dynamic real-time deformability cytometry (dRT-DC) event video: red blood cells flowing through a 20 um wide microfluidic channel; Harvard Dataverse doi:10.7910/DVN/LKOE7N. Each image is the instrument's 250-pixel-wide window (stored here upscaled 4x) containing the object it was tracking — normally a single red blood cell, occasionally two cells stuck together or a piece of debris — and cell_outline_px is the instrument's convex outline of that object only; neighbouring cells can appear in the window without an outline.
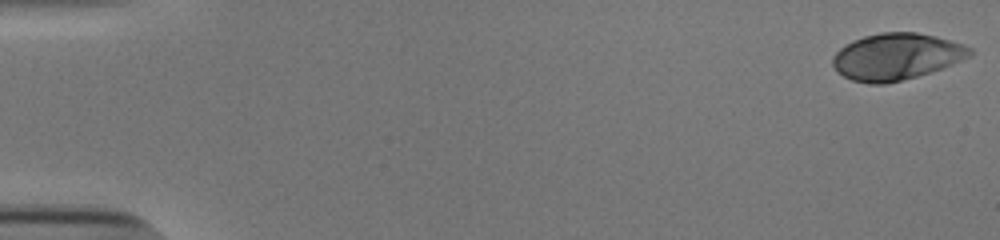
{"species": "human", "species_latin": "Homo sapiens", "temperature_condition": "cold", "stored_images_in_passage": 46, "camera_frame_rate_fps": 3000, "um_per_image_px": 0.085, "donor": {"sex": "male"}, "frame": {"image": 1, "passage_image": 1, "time_ms": 0.0, "image_size_px": [1000, 240], "cell_outline_px": [[972, 56], [940, 68], [916, 76], [884, 84], [868, 84], [852, 80], [836, 72], [832, 64], [832, 56], [844, 44], [852, 40], [864, 36], [880, 32], [916, 32], [936, 36], [964, 44], [972, 48]], "centroid_in_image_um": [76.16, 4.8], "position_along_channel_um": 8.8, "area_um2": 37.28}}
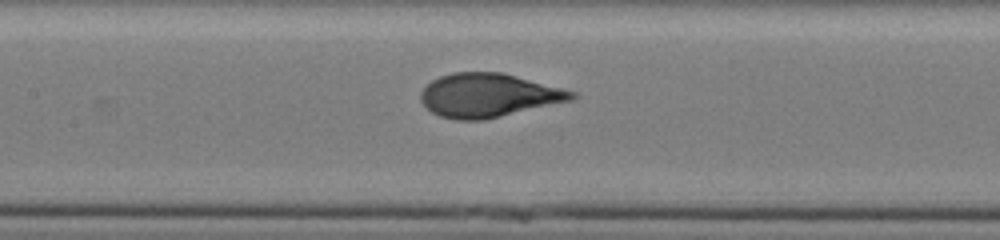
{"frame": {"image": 2, "passage_image": 26, "time_ms": 8.333, "image_size_px": [1000, 240], "cell_outline_px": [[576, 96], [572, 100], [484, 120], [456, 120], [440, 116], [432, 112], [420, 100], [420, 92], [432, 80], [440, 76], [452, 72], [500, 72], [576, 92]], "centroid_in_image_um": [41.48, 8.11], "position_along_channel_um": 165.9, "area_um2": 38.09}}
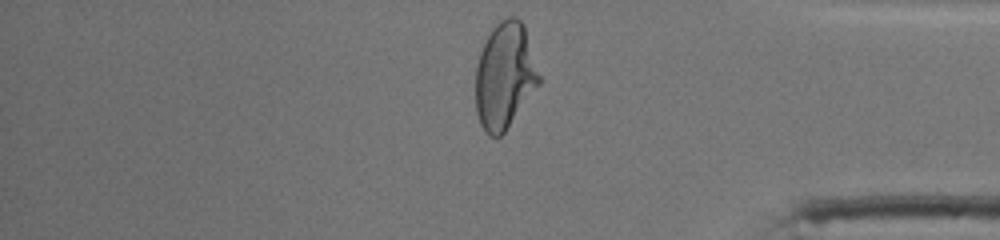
{"frame": {"image": 3, "passage_image": 45, "time_ms": 14.667, "image_size_px": [1000, 240], "cell_outline_px": [[540, 84], [504, 132], [500, 136], [488, 136], [484, 132], [480, 124], [476, 112], [476, 68], [480, 52], [492, 28], [500, 20], [508, 16], [516, 16], [524, 24], [540, 76]], "centroid_in_image_um": [42.9, 6.44], "position_along_channel_um": 392.3, "area_um2": 39.25}, "authors_computed_cell_mechanics": {"area_um2": 38.0902, "velocity_mm_per_s": 3.8799, "shape_relaxation_time_tau1_ms": 4.4435, "shape_relaxation_time_tau2_ms": null, "deformation_change_tau1": 0.216, "deformation_change_tau2": null}}